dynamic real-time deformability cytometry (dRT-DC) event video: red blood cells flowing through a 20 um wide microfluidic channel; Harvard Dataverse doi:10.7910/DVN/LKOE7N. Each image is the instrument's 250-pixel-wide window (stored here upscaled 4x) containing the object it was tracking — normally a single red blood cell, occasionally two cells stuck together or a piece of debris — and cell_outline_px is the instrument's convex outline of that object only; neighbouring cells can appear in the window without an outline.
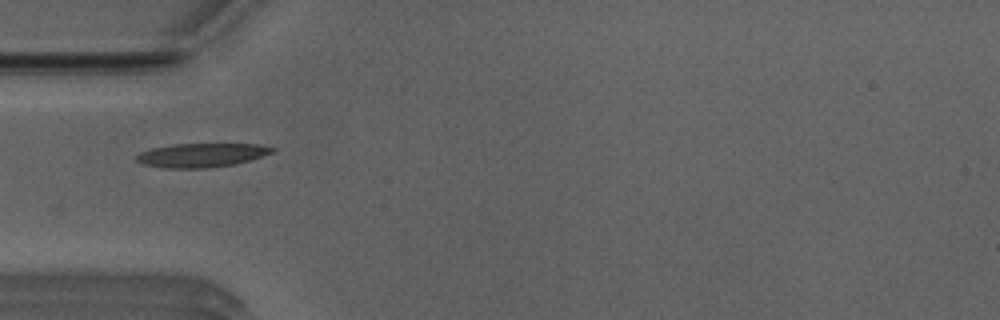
{"species": "Egyptian fruit bat (a non-hibernating species)", "species_latin": "Rousettus aegyptiacus", "temperature_condition": "room temperature", "stored_images_in_passage": 26, "camera_frame_rate_fps": 3000, "um_per_image_px": 0.085, "animal": {"sex": "male"}, "frame": {"image": 1, "passage_image": 2, "time_ms": 0.333, "image_size_px": [1000, 320], "cell_outline_px": [[276, 152], [236, 164], [208, 168], [164, 168], [144, 164], [136, 160], [136, 156], [140, 152], [152, 148], [172, 144], [260, 144], [276, 148]], "centroid_in_image_um": [17.17, 13.18], "position_along_channel_um": 67.8, "area_um2": 19.02}}
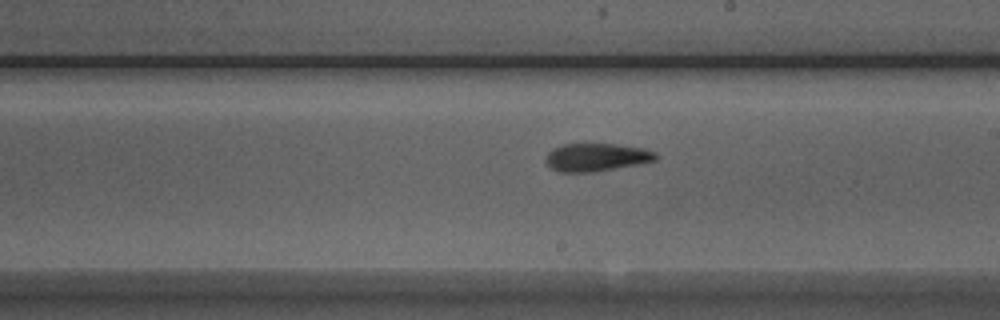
{"frame": {"image": 2, "passage_image": 15, "time_ms": 4.667, "image_size_px": [1000, 320], "cell_outline_px": [[656, 160], [636, 164], [592, 172], [560, 172], [552, 168], [544, 160], [548, 152], [552, 148], [564, 144], [616, 144], [644, 148], [656, 152]], "centroid_in_image_um": [50.66, 13.35], "position_along_channel_um": 238.3, "area_um2": 17.74}}
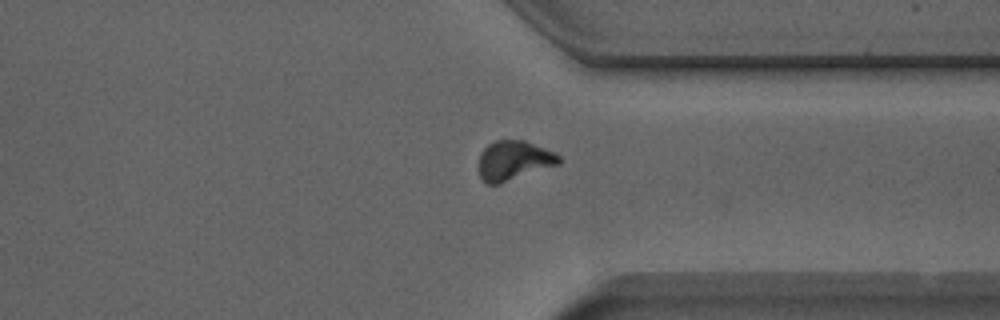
{"frame": {"image": 3, "passage_image": 25, "time_ms": 8.0, "image_size_px": [1000, 320], "cell_outline_px": [[560, 164], [500, 184], [488, 184], [480, 176], [480, 152], [488, 144], [496, 140], [524, 140], [556, 152], [560, 156]], "centroid_in_image_um": [43.7, 13.64], "position_along_channel_um": 367.7, "area_um2": 18.5}, "authors_computed_cell_mechanics": {"area_um2": 18.207, "velocity_mm_per_s": 3.9324, "shape_relaxation_time_tau1_ms": 5.0288, "shape_relaxation_time_tau2_ms": 3.1201, "deformation_change_tau1": 0.1705, "deformation_change_tau2": 0.095}}